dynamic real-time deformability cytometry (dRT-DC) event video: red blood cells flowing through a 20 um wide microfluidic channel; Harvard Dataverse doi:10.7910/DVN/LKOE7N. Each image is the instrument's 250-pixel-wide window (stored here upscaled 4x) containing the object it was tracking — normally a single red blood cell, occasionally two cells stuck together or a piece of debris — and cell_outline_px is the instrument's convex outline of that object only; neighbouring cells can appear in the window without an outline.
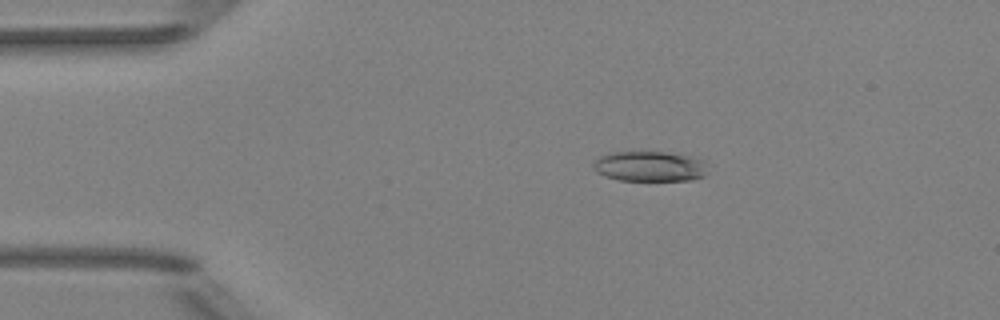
{"species": "Egyptian fruit bat (a non-hibernating species)", "species_latin": "Rousettus aegyptiacus", "temperature_condition": "room temperature", "stored_images_in_passage": 3, "camera_frame_rate_fps": 3000, "um_per_image_px": 0.085, "animal": {"sex": "female"}, "frame": {"image": 1, "passage_image": 2, "time_ms": 1.333, "image_size_px": [1000, 320], "cell_outline_px": [[704, 176], [692, 180], [620, 180], [604, 176], [596, 172], [592, 168], [592, 164], [600, 156], [608, 152], [664, 152], [688, 156], [700, 160], [704, 172]], "centroid_in_image_um": [55.1, 14.14], "position_along_channel_um": 29.9, "area_um2": 19.77}}